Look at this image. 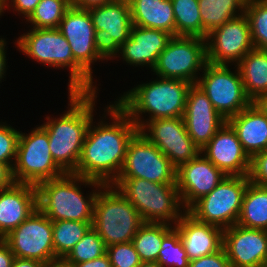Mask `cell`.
<instances>
[{"label":"cell","mask_w":267,"mask_h":267,"mask_svg":"<svg viewBox=\"0 0 267 267\" xmlns=\"http://www.w3.org/2000/svg\"><path fill=\"white\" fill-rule=\"evenodd\" d=\"M114 104L106 107L108 115L114 121L112 124L100 121L96 127L93 126L92 119L77 169L73 173L104 185L113 184L118 178L128 143L139 131L129 116L116 103Z\"/></svg>","instance_id":"obj_1"},{"label":"cell","mask_w":267,"mask_h":267,"mask_svg":"<svg viewBox=\"0 0 267 267\" xmlns=\"http://www.w3.org/2000/svg\"><path fill=\"white\" fill-rule=\"evenodd\" d=\"M97 92H69L68 111L50 119L41 127L47 132L55 163L65 172L74 173L81 156L88 127L93 118Z\"/></svg>","instance_id":"obj_2"},{"label":"cell","mask_w":267,"mask_h":267,"mask_svg":"<svg viewBox=\"0 0 267 267\" xmlns=\"http://www.w3.org/2000/svg\"><path fill=\"white\" fill-rule=\"evenodd\" d=\"M192 86L185 80L161 78L140 84L115 101L138 129L142 128L141 114L149 119L183 117L187 94ZM151 116V117H150Z\"/></svg>","instance_id":"obj_3"},{"label":"cell","mask_w":267,"mask_h":267,"mask_svg":"<svg viewBox=\"0 0 267 267\" xmlns=\"http://www.w3.org/2000/svg\"><path fill=\"white\" fill-rule=\"evenodd\" d=\"M80 185L94 186L101 189L103 183L81 177L73 173L40 182L36 186L37 208L52 222L67 220L80 222H93L94 203L97 191L85 199ZM96 191V192H95Z\"/></svg>","instance_id":"obj_4"},{"label":"cell","mask_w":267,"mask_h":267,"mask_svg":"<svg viewBox=\"0 0 267 267\" xmlns=\"http://www.w3.org/2000/svg\"><path fill=\"white\" fill-rule=\"evenodd\" d=\"M97 191L92 228L106 247L131 242L146 222L130 201L112 184L104 185Z\"/></svg>","instance_id":"obj_5"},{"label":"cell","mask_w":267,"mask_h":267,"mask_svg":"<svg viewBox=\"0 0 267 267\" xmlns=\"http://www.w3.org/2000/svg\"><path fill=\"white\" fill-rule=\"evenodd\" d=\"M137 209L145 222L176 224L184 214L176 184L155 183L142 178H117L112 184ZM181 210V212H180Z\"/></svg>","instance_id":"obj_6"},{"label":"cell","mask_w":267,"mask_h":267,"mask_svg":"<svg viewBox=\"0 0 267 267\" xmlns=\"http://www.w3.org/2000/svg\"><path fill=\"white\" fill-rule=\"evenodd\" d=\"M70 44L74 57V92H97L91 63L103 58L95 46V29L88 9L71 6L58 28Z\"/></svg>","instance_id":"obj_7"},{"label":"cell","mask_w":267,"mask_h":267,"mask_svg":"<svg viewBox=\"0 0 267 267\" xmlns=\"http://www.w3.org/2000/svg\"><path fill=\"white\" fill-rule=\"evenodd\" d=\"M249 182V176H226L212 192L196 201L187 212L198 221L223 230L229 228L239 219Z\"/></svg>","instance_id":"obj_8"},{"label":"cell","mask_w":267,"mask_h":267,"mask_svg":"<svg viewBox=\"0 0 267 267\" xmlns=\"http://www.w3.org/2000/svg\"><path fill=\"white\" fill-rule=\"evenodd\" d=\"M12 174L15 182L35 186L66 174L55 163L50 152L48 134L41 126L30 134L20 133Z\"/></svg>","instance_id":"obj_9"},{"label":"cell","mask_w":267,"mask_h":267,"mask_svg":"<svg viewBox=\"0 0 267 267\" xmlns=\"http://www.w3.org/2000/svg\"><path fill=\"white\" fill-rule=\"evenodd\" d=\"M207 64L206 39L173 36L152 69L158 77L196 84L198 71ZM197 74V75H196Z\"/></svg>","instance_id":"obj_10"},{"label":"cell","mask_w":267,"mask_h":267,"mask_svg":"<svg viewBox=\"0 0 267 267\" xmlns=\"http://www.w3.org/2000/svg\"><path fill=\"white\" fill-rule=\"evenodd\" d=\"M202 73L203 77L198 78L196 85L224 119H230L252 103L245 92L238 68L233 73L228 65L207 63Z\"/></svg>","instance_id":"obj_11"},{"label":"cell","mask_w":267,"mask_h":267,"mask_svg":"<svg viewBox=\"0 0 267 267\" xmlns=\"http://www.w3.org/2000/svg\"><path fill=\"white\" fill-rule=\"evenodd\" d=\"M52 221L38 208L3 240L16 258L55 265Z\"/></svg>","instance_id":"obj_12"},{"label":"cell","mask_w":267,"mask_h":267,"mask_svg":"<svg viewBox=\"0 0 267 267\" xmlns=\"http://www.w3.org/2000/svg\"><path fill=\"white\" fill-rule=\"evenodd\" d=\"M95 29V46L104 59L115 58L130 37L132 18L128 0H114L88 9ZM114 56V57H113Z\"/></svg>","instance_id":"obj_13"},{"label":"cell","mask_w":267,"mask_h":267,"mask_svg":"<svg viewBox=\"0 0 267 267\" xmlns=\"http://www.w3.org/2000/svg\"><path fill=\"white\" fill-rule=\"evenodd\" d=\"M177 169L138 131L129 141L118 178H142L155 183L176 184Z\"/></svg>","instance_id":"obj_14"},{"label":"cell","mask_w":267,"mask_h":267,"mask_svg":"<svg viewBox=\"0 0 267 267\" xmlns=\"http://www.w3.org/2000/svg\"><path fill=\"white\" fill-rule=\"evenodd\" d=\"M139 131L171 161L176 169L201 153L188 135L183 117L143 121Z\"/></svg>","instance_id":"obj_15"},{"label":"cell","mask_w":267,"mask_h":267,"mask_svg":"<svg viewBox=\"0 0 267 267\" xmlns=\"http://www.w3.org/2000/svg\"><path fill=\"white\" fill-rule=\"evenodd\" d=\"M17 47L29 58L49 67H69V92H74V57L70 44L58 29L32 28L17 40Z\"/></svg>","instance_id":"obj_16"},{"label":"cell","mask_w":267,"mask_h":267,"mask_svg":"<svg viewBox=\"0 0 267 267\" xmlns=\"http://www.w3.org/2000/svg\"><path fill=\"white\" fill-rule=\"evenodd\" d=\"M253 49L250 26L245 14L213 29L206 37L207 63L210 64H238Z\"/></svg>","instance_id":"obj_17"},{"label":"cell","mask_w":267,"mask_h":267,"mask_svg":"<svg viewBox=\"0 0 267 267\" xmlns=\"http://www.w3.org/2000/svg\"><path fill=\"white\" fill-rule=\"evenodd\" d=\"M231 267H267V230L235 224L223 231Z\"/></svg>","instance_id":"obj_18"},{"label":"cell","mask_w":267,"mask_h":267,"mask_svg":"<svg viewBox=\"0 0 267 267\" xmlns=\"http://www.w3.org/2000/svg\"><path fill=\"white\" fill-rule=\"evenodd\" d=\"M226 175L201 153L182 164L176 173V183L183 205L187 211L196 201L212 192ZM186 208V209H185Z\"/></svg>","instance_id":"obj_19"},{"label":"cell","mask_w":267,"mask_h":267,"mask_svg":"<svg viewBox=\"0 0 267 267\" xmlns=\"http://www.w3.org/2000/svg\"><path fill=\"white\" fill-rule=\"evenodd\" d=\"M183 120L188 135L200 150L227 122L196 84H192L188 91Z\"/></svg>","instance_id":"obj_20"},{"label":"cell","mask_w":267,"mask_h":267,"mask_svg":"<svg viewBox=\"0 0 267 267\" xmlns=\"http://www.w3.org/2000/svg\"><path fill=\"white\" fill-rule=\"evenodd\" d=\"M201 154L226 176H249L251 159L227 122L203 147Z\"/></svg>","instance_id":"obj_21"},{"label":"cell","mask_w":267,"mask_h":267,"mask_svg":"<svg viewBox=\"0 0 267 267\" xmlns=\"http://www.w3.org/2000/svg\"><path fill=\"white\" fill-rule=\"evenodd\" d=\"M37 209L36 186L14 182L0 190V239L6 237Z\"/></svg>","instance_id":"obj_22"},{"label":"cell","mask_w":267,"mask_h":267,"mask_svg":"<svg viewBox=\"0 0 267 267\" xmlns=\"http://www.w3.org/2000/svg\"><path fill=\"white\" fill-rule=\"evenodd\" d=\"M172 37L164 30L132 25L130 37L120 46L119 53L129 65H149L153 69Z\"/></svg>","instance_id":"obj_23"},{"label":"cell","mask_w":267,"mask_h":267,"mask_svg":"<svg viewBox=\"0 0 267 267\" xmlns=\"http://www.w3.org/2000/svg\"><path fill=\"white\" fill-rule=\"evenodd\" d=\"M175 224L189 261L215 253L223 247V229L195 219L187 211Z\"/></svg>","instance_id":"obj_24"},{"label":"cell","mask_w":267,"mask_h":267,"mask_svg":"<svg viewBox=\"0 0 267 267\" xmlns=\"http://www.w3.org/2000/svg\"><path fill=\"white\" fill-rule=\"evenodd\" d=\"M236 132L245 153L252 159L267 150V114L257 102H252L227 120Z\"/></svg>","instance_id":"obj_25"},{"label":"cell","mask_w":267,"mask_h":267,"mask_svg":"<svg viewBox=\"0 0 267 267\" xmlns=\"http://www.w3.org/2000/svg\"><path fill=\"white\" fill-rule=\"evenodd\" d=\"M132 24L164 30L175 36V17L171 0H128Z\"/></svg>","instance_id":"obj_26"},{"label":"cell","mask_w":267,"mask_h":267,"mask_svg":"<svg viewBox=\"0 0 267 267\" xmlns=\"http://www.w3.org/2000/svg\"><path fill=\"white\" fill-rule=\"evenodd\" d=\"M236 66L252 102L267 94V50L253 49Z\"/></svg>","instance_id":"obj_27"},{"label":"cell","mask_w":267,"mask_h":267,"mask_svg":"<svg viewBox=\"0 0 267 267\" xmlns=\"http://www.w3.org/2000/svg\"><path fill=\"white\" fill-rule=\"evenodd\" d=\"M236 224L246 228L267 230V186L249 182Z\"/></svg>","instance_id":"obj_28"},{"label":"cell","mask_w":267,"mask_h":267,"mask_svg":"<svg viewBox=\"0 0 267 267\" xmlns=\"http://www.w3.org/2000/svg\"><path fill=\"white\" fill-rule=\"evenodd\" d=\"M248 0H198L203 26V39L215 28L244 14ZM238 9V11L236 10ZM238 14H236L237 12Z\"/></svg>","instance_id":"obj_29"},{"label":"cell","mask_w":267,"mask_h":267,"mask_svg":"<svg viewBox=\"0 0 267 267\" xmlns=\"http://www.w3.org/2000/svg\"><path fill=\"white\" fill-rule=\"evenodd\" d=\"M170 225L146 222L137 231L131 242L142 262H157L163 237L173 228Z\"/></svg>","instance_id":"obj_30"},{"label":"cell","mask_w":267,"mask_h":267,"mask_svg":"<svg viewBox=\"0 0 267 267\" xmlns=\"http://www.w3.org/2000/svg\"><path fill=\"white\" fill-rule=\"evenodd\" d=\"M55 265L70 252L92 227V222L55 221L52 222Z\"/></svg>","instance_id":"obj_31"},{"label":"cell","mask_w":267,"mask_h":267,"mask_svg":"<svg viewBox=\"0 0 267 267\" xmlns=\"http://www.w3.org/2000/svg\"><path fill=\"white\" fill-rule=\"evenodd\" d=\"M175 17V36L203 38L198 0H171Z\"/></svg>","instance_id":"obj_32"},{"label":"cell","mask_w":267,"mask_h":267,"mask_svg":"<svg viewBox=\"0 0 267 267\" xmlns=\"http://www.w3.org/2000/svg\"><path fill=\"white\" fill-rule=\"evenodd\" d=\"M106 245L98 233L91 227L82 239L60 261L64 267H72L74 264L90 261L106 254Z\"/></svg>","instance_id":"obj_33"},{"label":"cell","mask_w":267,"mask_h":267,"mask_svg":"<svg viewBox=\"0 0 267 267\" xmlns=\"http://www.w3.org/2000/svg\"><path fill=\"white\" fill-rule=\"evenodd\" d=\"M70 7V0H41L26 21L33 28L57 29Z\"/></svg>","instance_id":"obj_34"},{"label":"cell","mask_w":267,"mask_h":267,"mask_svg":"<svg viewBox=\"0 0 267 267\" xmlns=\"http://www.w3.org/2000/svg\"><path fill=\"white\" fill-rule=\"evenodd\" d=\"M244 14L254 49L267 50V0H248Z\"/></svg>","instance_id":"obj_35"},{"label":"cell","mask_w":267,"mask_h":267,"mask_svg":"<svg viewBox=\"0 0 267 267\" xmlns=\"http://www.w3.org/2000/svg\"><path fill=\"white\" fill-rule=\"evenodd\" d=\"M157 263L168 267H188L189 259L183 243L180 240L178 230L173 228L163 237L161 249L158 254Z\"/></svg>","instance_id":"obj_36"},{"label":"cell","mask_w":267,"mask_h":267,"mask_svg":"<svg viewBox=\"0 0 267 267\" xmlns=\"http://www.w3.org/2000/svg\"><path fill=\"white\" fill-rule=\"evenodd\" d=\"M106 254L112 267H138L142 262L132 242L110 245Z\"/></svg>","instance_id":"obj_37"},{"label":"cell","mask_w":267,"mask_h":267,"mask_svg":"<svg viewBox=\"0 0 267 267\" xmlns=\"http://www.w3.org/2000/svg\"><path fill=\"white\" fill-rule=\"evenodd\" d=\"M19 136V131L6 123H0V163L8 165L11 169L16 160Z\"/></svg>","instance_id":"obj_38"},{"label":"cell","mask_w":267,"mask_h":267,"mask_svg":"<svg viewBox=\"0 0 267 267\" xmlns=\"http://www.w3.org/2000/svg\"><path fill=\"white\" fill-rule=\"evenodd\" d=\"M250 181L260 186H267V150L256 154L251 159Z\"/></svg>","instance_id":"obj_39"},{"label":"cell","mask_w":267,"mask_h":267,"mask_svg":"<svg viewBox=\"0 0 267 267\" xmlns=\"http://www.w3.org/2000/svg\"><path fill=\"white\" fill-rule=\"evenodd\" d=\"M188 267H231L224 247L215 253L189 261Z\"/></svg>","instance_id":"obj_40"},{"label":"cell","mask_w":267,"mask_h":267,"mask_svg":"<svg viewBox=\"0 0 267 267\" xmlns=\"http://www.w3.org/2000/svg\"><path fill=\"white\" fill-rule=\"evenodd\" d=\"M11 3L12 7L16 9L15 11H18V14H23L24 18H28L36 6L39 4L41 0H3L2 1V12L4 11L5 7L9 8L10 5L8 3ZM8 6V7H7Z\"/></svg>","instance_id":"obj_41"},{"label":"cell","mask_w":267,"mask_h":267,"mask_svg":"<svg viewBox=\"0 0 267 267\" xmlns=\"http://www.w3.org/2000/svg\"><path fill=\"white\" fill-rule=\"evenodd\" d=\"M15 256L8 244L0 239V267H11Z\"/></svg>","instance_id":"obj_42"},{"label":"cell","mask_w":267,"mask_h":267,"mask_svg":"<svg viewBox=\"0 0 267 267\" xmlns=\"http://www.w3.org/2000/svg\"><path fill=\"white\" fill-rule=\"evenodd\" d=\"M14 182L12 169L0 163V190L11 186Z\"/></svg>","instance_id":"obj_43"},{"label":"cell","mask_w":267,"mask_h":267,"mask_svg":"<svg viewBox=\"0 0 267 267\" xmlns=\"http://www.w3.org/2000/svg\"><path fill=\"white\" fill-rule=\"evenodd\" d=\"M72 267H112L109 257L107 254H104L103 256L86 261L74 264Z\"/></svg>","instance_id":"obj_44"},{"label":"cell","mask_w":267,"mask_h":267,"mask_svg":"<svg viewBox=\"0 0 267 267\" xmlns=\"http://www.w3.org/2000/svg\"><path fill=\"white\" fill-rule=\"evenodd\" d=\"M114 0H70L71 6L82 9H89L95 6H101Z\"/></svg>","instance_id":"obj_45"},{"label":"cell","mask_w":267,"mask_h":267,"mask_svg":"<svg viewBox=\"0 0 267 267\" xmlns=\"http://www.w3.org/2000/svg\"><path fill=\"white\" fill-rule=\"evenodd\" d=\"M11 267H47L44 263L35 259L14 258Z\"/></svg>","instance_id":"obj_46"},{"label":"cell","mask_w":267,"mask_h":267,"mask_svg":"<svg viewBox=\"0 0 267 267\" xmlns=\"http://www.w3.org/2000/svg\"><path fill=\"white\" fill-rule=\"evenodd\" d=\"M5 39L4 38H0V81L3 79V75L6 72V50H5Z\"/></svg>","instance_id":"obj_47"},{"label":"cell","mask_w":267,"mask_h":267,"mask_svg":"<svg viewBox=\"0 0 267 267\" xmlns=\"http://www.w3.org/2000/svg\"><path fill=\"white\" fill-rule=\"evenodd\" d=\"M257 103L260 105V107L266 112L267 114V94L262 96Z\"/></svg>","instance_id":"obj_48"},{"label":"cell","mask_w":267,"mask_h":267,"mask_svg":"<svg viewBox=\"0 0 267 267\" xmlns=\"http://www.w3.org/2000/svg\"><path fill=\"white\" fill-rule=\"evenodd\" d=\"M138 267H162V266H160L157 262L146 261V262H141V264Z\"/></svg>","instance_id":"obj_49"},{"label":"cell","mask_w":267,"mask_h":267,"mask_svg":"<svg viewBox=\"0 0 267 267\" xmlns=\"http://www.w3.org/2000/svg\"><path fill=\"white\" fill-rule=\"evenodd\" d=\"M2 15V1L0 0V16Z\"/></svg>","instance_id":"obj_50"},{"label":"cell","mask_w":267,"mask_h":267,"mask_svg":"<svg viewBox=\"0 0 267 267\" xmlns=\"http://www.w3.org/2000/svg\"><path fill=\"white\" fill-rule=\"evenodd\" d=\"M50 267H64V266H62V265L59 263V264H56V265H53V266H50Z\"/></svg>","instance_id":"obj_51"}]
</instances>
